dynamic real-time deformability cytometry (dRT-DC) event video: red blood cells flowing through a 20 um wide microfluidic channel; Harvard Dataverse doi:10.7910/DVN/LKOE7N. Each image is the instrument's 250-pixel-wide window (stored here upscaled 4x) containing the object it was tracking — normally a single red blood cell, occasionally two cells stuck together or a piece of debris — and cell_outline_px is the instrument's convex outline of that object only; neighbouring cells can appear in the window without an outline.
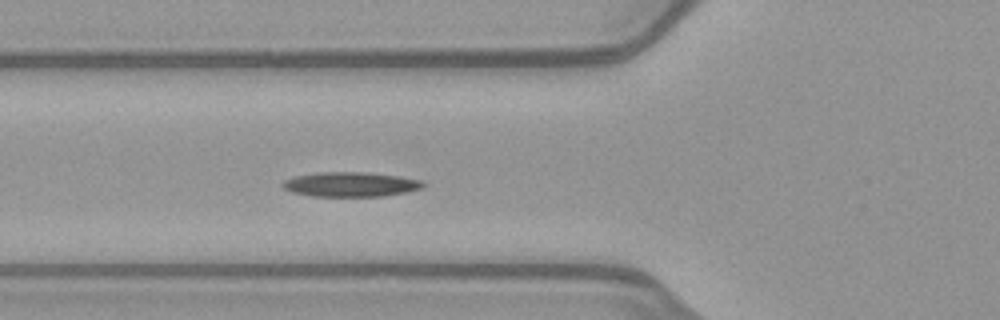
{"species": "common noctule bat (a hibernating species)", "species_latin": "Nyctalus noctula", "temperature_condition": "warm", "stored_images_in_passage": 40, "camera_frame_rate_fps": 3000, "um_per_image_px": 0.085, "animal": {"sex": "female", "body_mass_g": 21.9}, "frame": {"image": 1, "passage_image": 7, "time_ms": 2.0, "image_size_px": [1000, 320], "cell_outline_px": [[428, 184], [424, 188], [408, 192], [384, 196], [312, 196], [292, 192], [284, 188], [280, 184], [284, 180], [292, 176], [316, 172], [364, 172], [400, 176], [424, 180]], "centroid_in_image_um": [29.85, 15.66], "position_along_channel_um": 96.0, "area_um2": 20.58}}
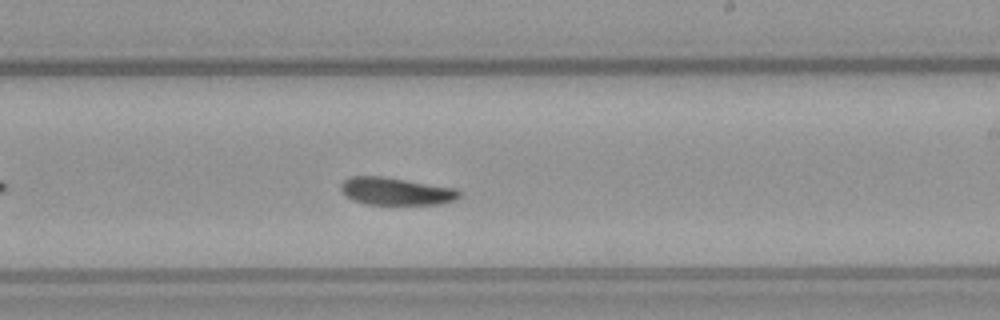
{"frame": {"image": 2, "passage_image": 19, "time_ms": 6.0, "image_size_px": [1000, 320], "cell_outline_px": [[460, 196], [456, 200], [440, 204], [364, 204], [352, 200], [340, 188], [340, 184], [348, 176], [384, 176], [456, 188], [460, 192]], "centroid_in_image_um": [33.66, 16.25], "position_along_channel_um": 255.3, "area_um2": 19.07}}
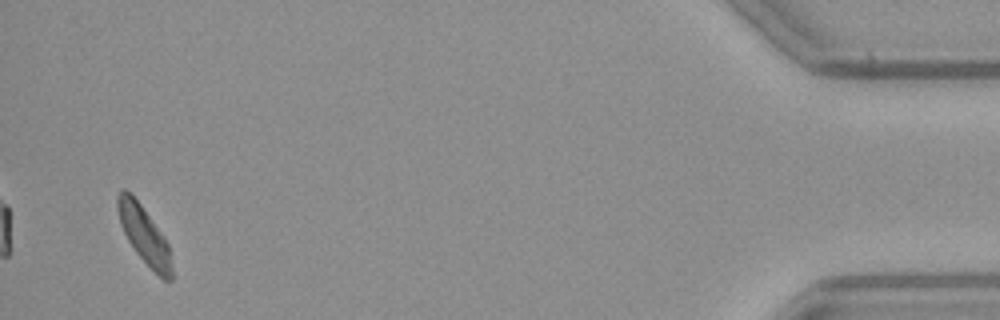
{"frame": {"image": 3, "passage_image": 38, "time_ms": 12.333, "image_size_px": [1000, 320], "cell_outline_px": [[172, 280], [164, 280], [136, 252], [128, 240], [120, 224], [116, 208], [116, 196], [124, 188], [132, 192], [164, 236], [168, 244], [172, 268]], "centroid_in_image_um": [12.22, 19.9], "position_along_channel_um": 423.0, "area_um2": 17.98}, "authors_computed_cell_mechanics": {"area_um2": 19.5075, "velocity_mm_per_s": 3.9711, "shape_relaxation_time_tau1_ms": 5.787, "shape_relaxation_time_tau2_ms": null, "deformation_change_tau1": 0.1424, "deformation_change_tau2": null}}